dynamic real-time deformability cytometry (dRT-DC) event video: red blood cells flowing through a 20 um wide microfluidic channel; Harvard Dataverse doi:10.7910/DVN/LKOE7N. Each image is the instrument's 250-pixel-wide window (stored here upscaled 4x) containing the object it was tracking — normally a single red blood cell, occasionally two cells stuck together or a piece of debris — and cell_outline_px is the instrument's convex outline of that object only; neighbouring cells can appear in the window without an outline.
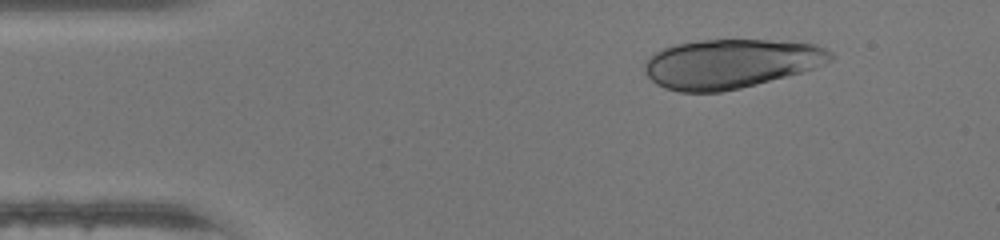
{"species": "human", "species_latin": "Homo sapiens", "temperature_condition": "warm", "stored_images_in_passage": 34, "camera_frame_rate_fps": 3000, "um_per_image_px": 0.085, "donor": {"sex": "female"}, "frame": {"image": 1, "passage_image": 1, "time_ms": 0.0, "image_size_px": [1000, 240], "cell_outline_px": [[836, 56], [832, 60], [824, 64], [800, 72], [756, 84], [740, 88], [720, 92], [680, 92], [664, 88], [656, 84], [644, 72], [644, 64], [648, 56], [664, 48], [676, 44], [700, 40], [768, 40], [816, 44], [832, 52]], "centroid_in_image_um": [62.08, 5.41], "position_along_channel_um": 22.9, "area_um2": 53.18}}
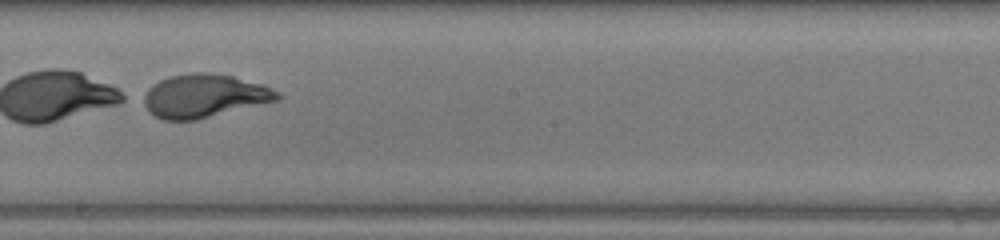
{"frame": {"image": 2, "passage_image": 21, "time_ms": 6.667, "image_size_px": [1000, 240], "cell_outline_px": [[284, 96], [280, 100], [196, 120], [164, 120], [148, 112], [136, 100], [152, 84], [160, 80], [172, 76], [192, 72], [212, 72], [232, 76], [260, 84], [280, 92]], "centroid_in_image_um": [17.29, 8.16], "position_along_channel_um": 230.9, "area_um2": 34.39}}
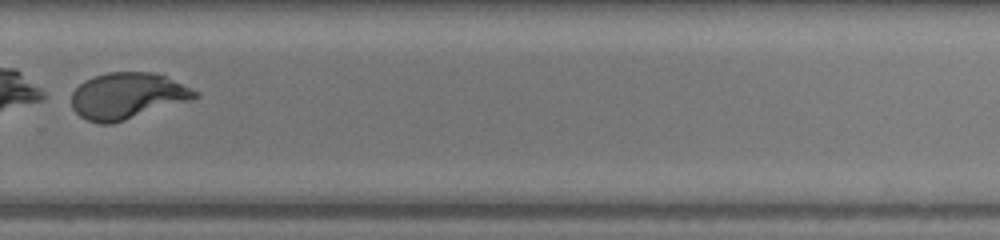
{"frame": {"image": 3, "passage_image": 27, "time_ms": 8.667, "image_size_px": [1000, 240], "cell_outline_px": [[200, 96], [192, 100], [112, 124], [100, 124], [88, 120], [80, 116], [72, 108], [72, 92], [84, 80], [108, 72], [152, 72], [164, 76], [200, 92]], "centroid_in_image_um": [10.83, 8.16], "position_along_channel_um": 319.0, "area_um2": 33.23}}